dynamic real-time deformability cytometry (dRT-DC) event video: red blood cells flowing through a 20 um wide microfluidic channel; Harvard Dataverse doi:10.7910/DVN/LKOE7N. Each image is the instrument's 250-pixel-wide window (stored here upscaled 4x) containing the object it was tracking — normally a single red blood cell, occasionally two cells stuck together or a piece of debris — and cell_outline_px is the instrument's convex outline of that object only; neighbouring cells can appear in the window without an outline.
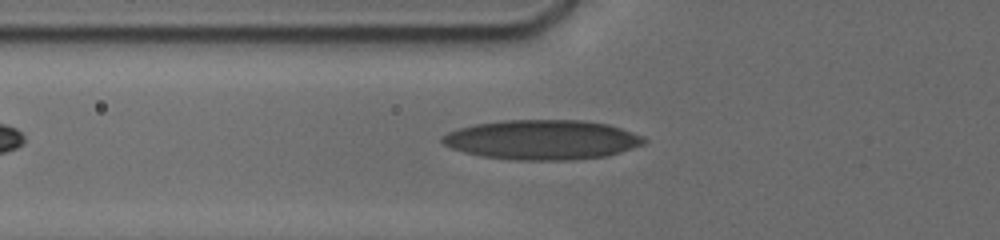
{"species": "human", "species_latin": "Homo sapiens", "temperature_condition": "cold", "stored_images_in_passage": 33, "camera_frame_rate_fps": 3000, "um_per_image_px": 0.085, "donor": {"sex": "male"}, "frame": {"image": 1, "passage_image": 2, "time_ms": 0.333, "image_size_px": [1000, 240], "cell_outline_px": [[648, 140], [644, 144], [608, 156], [572, 160], [512, 160], [480, 156], [464, 152], [452, 148], [444, 144], [440, 140], [440, 136], [448, 132], [460, 128], [476, 124], [504, 120], [584, 120], [608, 124], [644, 136]], "centroid_in_image_um": [46.09, 11.88], "position_along_channel_um": 79.7, "area_um2": 46.88}}
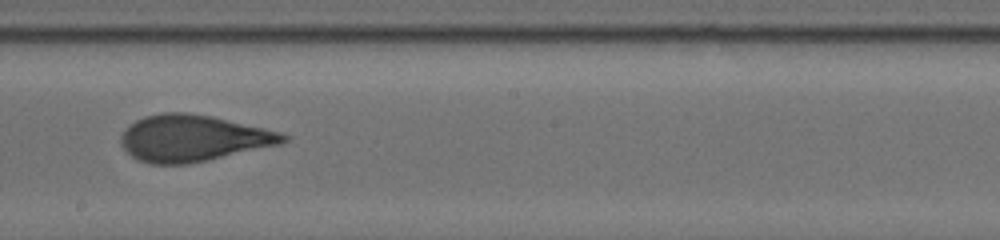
{"frame": {"image": 2, "passage_image": 14, "time_ms": 4.333, "image_size_px": [1000, 240], "cell_outline_px": [[288, 140], [280, 144], [208, 160], [188, 164], [152, 164], [140, 160], [132, 156], [124, 148], [120, 140], [120, 136], [136, 120], [144, 116], [160, 112], [188, 112], [212, 116], [264, 128], [280, 132], [288, 136]], "centroid_in_image_um": [16.41, 11.74], "position_along_channel_um": 231.8, "area_um2": 43.64}}
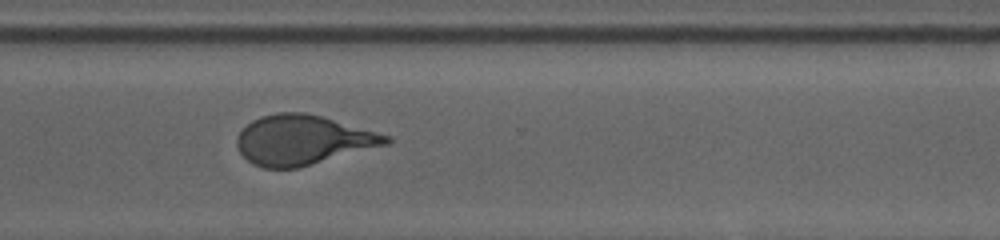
{"frame": {"image": 3, "passage_image": 23, "time_ms": 7.333, "image_size_px": [1000, 240], "cell_outline_px": [[392, 140], [388, 144], [296, 168], [264, 168], [252, 164], [240, 152], [236, 144], [236, 136], [252, 120], [260, 116], [276, 112], [304, 112], [320, 116], [392, 136]], "centroid_in_image_um": [25.71, 11.89], "position_along_channel_um": 344.9, "area_um2": 42.83}, "authors_computed_cell_mechanics": {"area_um2": 43.5234, "velocity_mm_per_s": 3.7827, "shape_relaxation_time_tau1_ms": 5.7089, "shape_relaxation_time_tau2_ms": 1.2182, "deformation_change_tau1": 0.2015, "deformation_change_tau2": 0.1001}}